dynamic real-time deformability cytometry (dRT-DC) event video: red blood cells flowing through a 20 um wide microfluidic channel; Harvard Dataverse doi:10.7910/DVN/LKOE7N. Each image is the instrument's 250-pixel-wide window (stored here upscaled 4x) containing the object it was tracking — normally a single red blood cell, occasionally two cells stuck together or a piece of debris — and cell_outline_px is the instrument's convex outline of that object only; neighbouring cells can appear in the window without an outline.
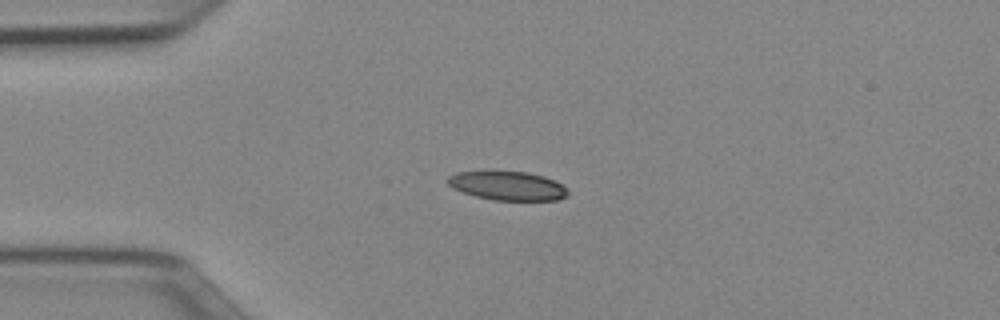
{"species": "Egyptian fruit bat (a non-hibernating species)", "species_latin": "Rousettus aegyptiacus", "temperature_condition": "cold", "stored_images_in_passage": 34, "camera_frame_rate_fps": 3000, "um_per_image_px": 0.085, "animal": {"sex": "female"}, "frame": {"image": 1, "passage_image": 1, "time_ms": 0.0, "image_size_px": [1000, 320], "cell_outline_px": [[568, 196], [556, 200], [492, 200], [476, 196], [452, 188], [444, 180], [448, 176], [456, 172], [528, 172], [544, 176], [556, 180], [568, 188]], "centroid_in_image_um": [43.17, 15.79], "position_along_channel_um": 41.8, "area_um2": 20.29}}
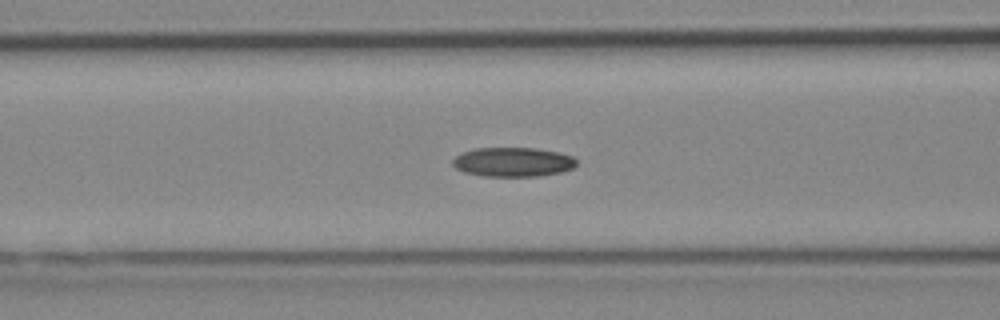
{"frame": {"image": 2, "passage_image": 9, "time_ms": 2.667, "image_size_px": [1000, 320], "cell_outline_px": [[576, 164], [572, 168], [560, 172], [540, 176], [484, 176], [464, 172], [456, 168], [452, 164], [452, 160], [460, 152], [476, 148], [536, 148], [560, 152], [572, 156], [576, 160]], "centroid_in_image_um": [43.58, 13.76], "position_along_channel_um": 123.0, "area_um2": 21.21}}
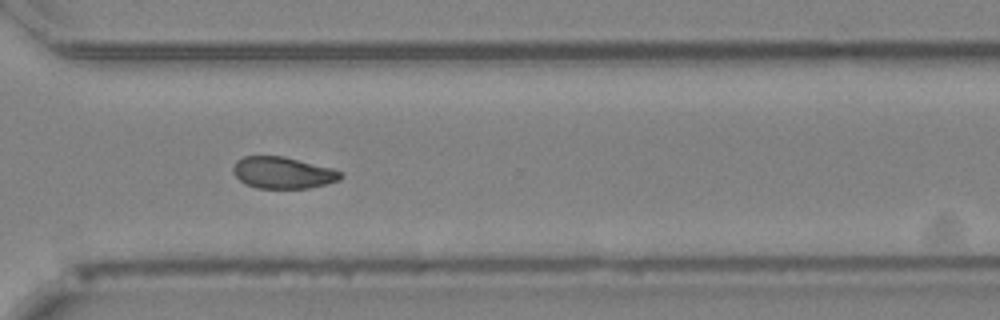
{"frame": {"image": 3, "passage_image": 26, "time_ms": 8.333, "image_size_px": [1000, 320], "cell_outline_px": [[344, 176], [340, 180], [328, 184], [308, 188], [256, 188], [244, 184], [232, 172], [232, 168], [236, 160], [244, 156], [284, 156], [332, 168], [340, 172]], "centroid_in_image_um": [24.03, 14.68], "position_along_channel_um": 346.6, "area_um2": 20.0}, "authors_computed_cell_mechanics": {"area_um2": 20.9236, "velocity_mm_per_s": 3.9515, "shape_relaxation_time_tau1_ms": 9.796, "shape_relaxation_time_tau2_ms": null, "deformation_change_tau1": 0.1631, "deformation_change_tau2": null}}